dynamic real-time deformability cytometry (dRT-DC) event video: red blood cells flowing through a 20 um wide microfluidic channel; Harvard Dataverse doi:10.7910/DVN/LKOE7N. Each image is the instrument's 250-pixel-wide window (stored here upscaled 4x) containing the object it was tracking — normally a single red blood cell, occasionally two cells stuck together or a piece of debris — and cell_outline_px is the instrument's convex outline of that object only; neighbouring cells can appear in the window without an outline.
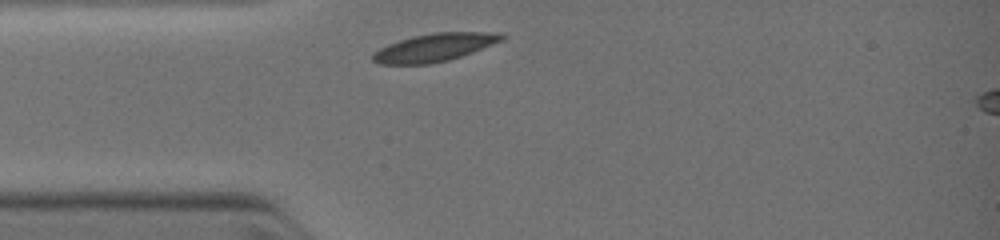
{"species": "common noctule bat (a hibernating species)", "species_latin": "Nyctalus noctula", "temperature_condition": "warm", "stored_images_in_passage": 5, "camera_frame_rate_fps": 3000, "um_per_image_px": 0.085, "animal": {"sex": "female", "body_mass_g": 19.0, "forearm_length_mm": 51.5}, "frame": {"image": 1, "passage_image": 1, "time_ms": 0.0, "image_size_px": [1000, 240], "cell_outline_px": [[508, 36], [500, 40], [472, 52], [448, 60], [428, 64], [380, 64], [372, 60], [372, 52], [388, 44], [412, 36], [432, 32], [504, 32]], "centroid_in_image_um": [36.91, 4.02], "position_along_channel_um": 48.1, "area_um2": 20.92}}
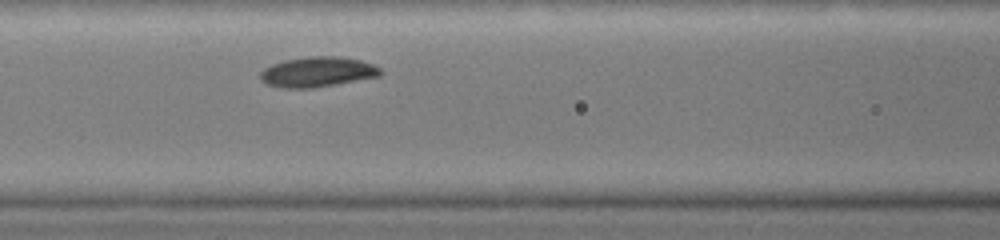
{"frame": {"image": 2, "passage_image": 4, "time_ms": 2.0, "image_size_px": [1000, 240], "cell_outline_px": [[384, 72], [380, 76], [312, 88], [284, 88], [268, 84], [260, 80], [260, 72], [264, 68], [272, 64], [284, 60], [308, 56], [340, 56], [360, 60], [372, 64], [380, 68]], "centroid_in_image_um": [26.98, 6.1], "position_along_channel_um": 139.6, "area_um2": 21.1}}